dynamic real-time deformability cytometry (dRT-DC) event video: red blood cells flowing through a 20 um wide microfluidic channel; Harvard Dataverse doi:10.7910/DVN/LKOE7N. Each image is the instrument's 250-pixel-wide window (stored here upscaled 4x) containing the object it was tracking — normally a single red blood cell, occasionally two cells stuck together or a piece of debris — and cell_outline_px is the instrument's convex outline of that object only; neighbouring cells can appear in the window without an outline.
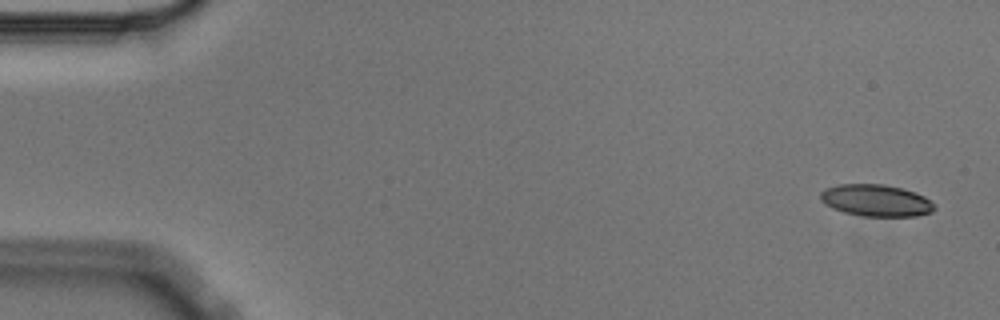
{"species": "Egyptian fruit bat (a non-hibernating species)", "species_latin": "Rousettus aegyptiacus", "temperature_condition": "cold", "stored_images_in_passage": 5, "camera_frame_rate_fps": 3000, "um_per_image_px": 0.085, "animal": {"sex": "male"}, "frame": {"image": 1, "passage_image": 1, "time_ms": 0.0, "image_size_px": [1000, 320], "cell_outline_px": [[936, 208], [932, 212], [916, 216], [864, 216], [844, 212], [832, 208], [824, 204], [820, 200], [820, 192], [824, 188], [840, 184], [884, 184], [916, 192], [924, 196]], "centroid_in_image_um": [74.42, 17.03], "position_along_channel_um": 10.6, "area_um2": 21.15}}
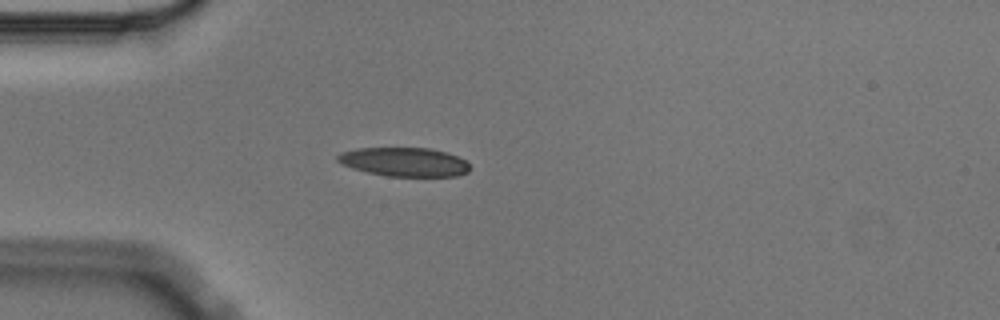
{"frame": {"image": 2, "passage_image": 5, "time_ms": 1.333, "image_size_px": [1000, 320], "cell_outline_px": [[468, 172], [456, 176], [388, 176], [368, 172], [352, 168], [336, 160], [336, 156], [340, 152], [356, 148], [432, 148], [456, 156], [464, 160], [468, 164]], "centroid_in_image_um": [34.33, 13.76], "position_along_channel_um": 50.7, "area_um2": 22.08}}